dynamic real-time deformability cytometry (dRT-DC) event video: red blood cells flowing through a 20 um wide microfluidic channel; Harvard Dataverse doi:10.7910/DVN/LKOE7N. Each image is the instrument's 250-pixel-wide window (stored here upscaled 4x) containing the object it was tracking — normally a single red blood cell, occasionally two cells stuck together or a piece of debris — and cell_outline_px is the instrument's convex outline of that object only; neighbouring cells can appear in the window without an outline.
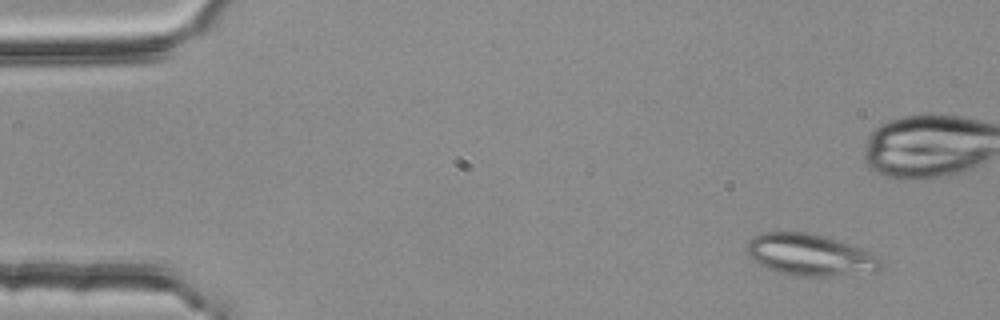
{"species": "common noctule bat (a hibernating species)", "species_latin": "Nyctalus noctula", "temperature_condition": "room temperature", "stored_images_in_passage": 6, "camera_frame_rate_fps": 3000, "um_per_image_px": 0.085, "animal": {"sex": "female", "body_mass_g": 25.1}, "frame": {"image": 1, "passage_image": 1, "time_ms": 0.0, "image_size_px": [1000, 320], "cell_outline_px": [[884, 264], [880, 272], [824, 276], [792, 276], [776, 272], [752, 260], [744, 252], [744, 248], [748, 240], [764, 232], [804, 232], [820, 236], [864, 248], [880, 256], [884, 260]], "centroid_in_image_um": [68.89, 21.69], "position_along_channel_um": 16.1, "area_um2": 33.06}}